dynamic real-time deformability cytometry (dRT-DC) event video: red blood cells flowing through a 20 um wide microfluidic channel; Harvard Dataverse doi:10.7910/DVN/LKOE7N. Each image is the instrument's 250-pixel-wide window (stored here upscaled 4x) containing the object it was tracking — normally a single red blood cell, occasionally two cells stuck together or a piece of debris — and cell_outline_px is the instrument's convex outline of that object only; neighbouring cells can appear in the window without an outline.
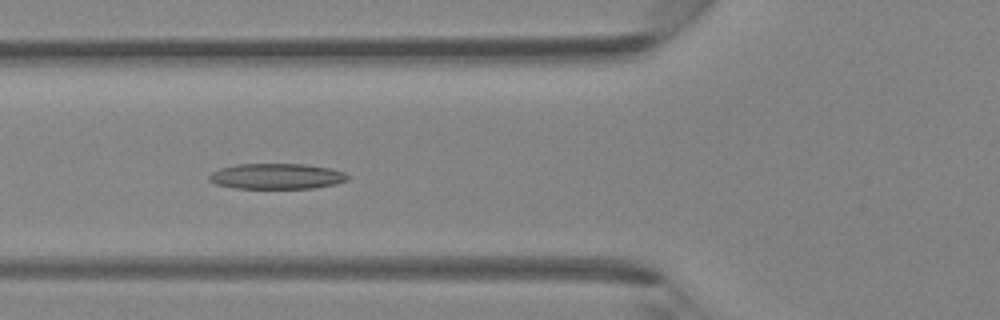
{"species": "Egyptian fruit bat (a non-hibernating species)", "species_latin": "Rousettus aegyptiacus", "temperature_condition": "room temperature", "stored_images_in_passage": 30, "camera_frame_rate_fps": 3000, "um_per_image_px": 0.085, "animal": {"sex": "female"}, "frame": {"image": 1, "passage_image": 4, "time_ms": 1.0, "image_size_px": [1000, 320], "cell_outline_px": [[348, 180], [336, 184], [312, 188], [236, 188], [216, 184], [208, 180], [208, 176], [212, 172], [220, 168], [236, 164], [304, 164], [332, 168], [344, 172], [348, 176]], "centroid_in_image_um": [23.52, 14.98], "position_along_channel_um": 102.3, "area_um2": 20.69}}
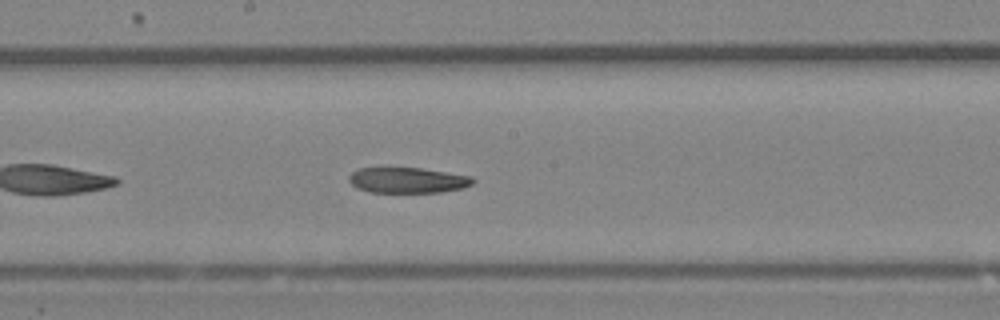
{"frame": {"image": 2, "passage_image": 11, "time_ms": 3.333, "image_size_px": [1000, 320], "cell_outline_px": [[476, 180], [472, 184], [464, 188], [440, 192], [372, 192], [356, 188], [348, 180], [348, 176], [356, 168], [388, 164], [420, 168], [472, 176]], "centroid_in_image_um": [34.57, 15.26], "position_along_channel_um": 213.6, "area_um2": 19.42}}
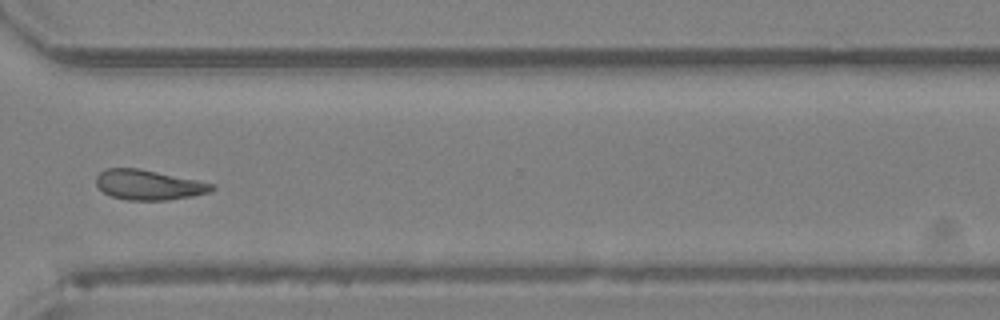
{"frame": {"image": 3, "passage_image": 20, "time_ms": 6.333, "image_size_px": [1000, 320], "cell_outline_px": [[216, 188], [208, 192], [192, 196], [168, 200], [128, 200], [112, 196], [104, 192], [96, 184], [96, 176], [104, 168], [140, 168], [196, 180], [212, 184]], "centroid_in_image_um": [12.6, 15.7], "position_along_channel_um": 358.0, "area_um2": 20.06}}